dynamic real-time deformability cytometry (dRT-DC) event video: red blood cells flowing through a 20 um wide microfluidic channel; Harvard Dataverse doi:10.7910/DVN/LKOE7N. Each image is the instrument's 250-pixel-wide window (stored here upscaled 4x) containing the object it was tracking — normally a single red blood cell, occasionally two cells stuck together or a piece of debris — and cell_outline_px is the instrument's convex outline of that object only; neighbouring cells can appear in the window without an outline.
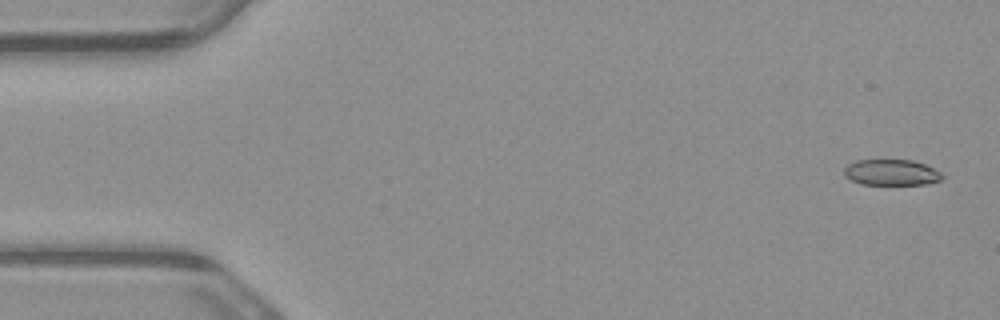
{"species": "common noctule bat (a hibernating species)", "species_latin": "Nyctalus noctula", "temperature_condition": "warm", "stored_images_in_passage": 5, "camera_frame_rate_fps": 3000, "um_per_image_px": 0.085, "animal": {"sex": "male", "body_mass_g": 23.1, "forearm_length_mm": 52.7}, "frame": {"image": 1, "passage_image": 1, "time_ms": 0.0, "image_size_px": [1000, 320], "cell_outline_px": [[944, 176], [940, 180], [924, 184], [860, 184], [844, 176], [844, 168], [848, 164], [856, 160], [912, 160], [924, 164], [940, 172]], "centroid_in_image_um": [75.73, 14.65], "position_along_channel_um": 9.3, "area_um2": 14.68}}